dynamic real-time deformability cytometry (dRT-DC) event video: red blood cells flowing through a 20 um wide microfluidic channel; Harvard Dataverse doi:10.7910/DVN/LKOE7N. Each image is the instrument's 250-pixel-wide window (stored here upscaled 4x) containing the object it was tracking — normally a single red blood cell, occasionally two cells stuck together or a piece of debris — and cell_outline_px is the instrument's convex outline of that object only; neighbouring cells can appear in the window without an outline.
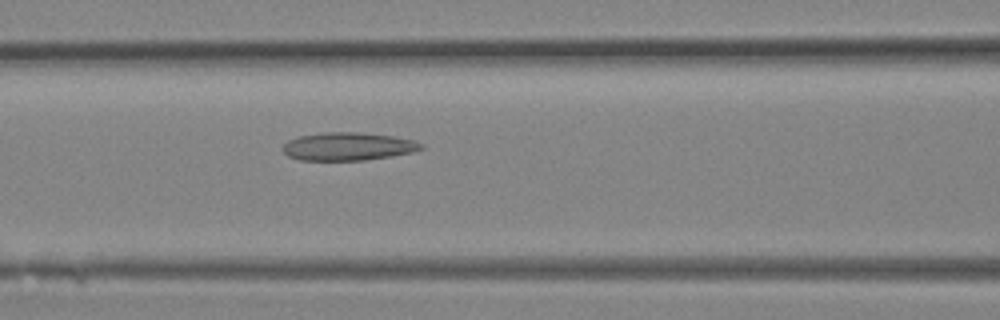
{"species": "Egyptian fruit bat (a non-hibernating species)", "species_latin": "Rousettus aegyptiacus", "temperature_condition": "room temperature", "stored_images_in_passage": 22, "camera_frame_rate_fps": 3000, "um_per_image_px": 0.085, "animal": {"sex": "female"}, "frame": {"image": 1, "passage_image": 13, "time_ms": 4.0, "image_size_px": [1000, 320], "cell_outline_px": [[424, 148], [412, 152], [364, 160], [300, 160], [288, 156], [280, 148], [288, 140], [300, 136], [328, 132], [360, 132], [392, 136], [416, 140], [424, 144]], "centroid_in_image_um": [29.58, 12.44], "position_along_channel_um": 137.0, "area_um2": 22.54}}
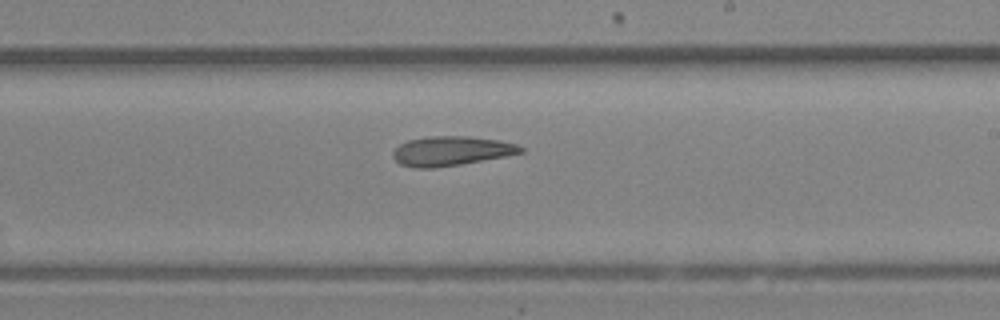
{"frame": {"image": 2, "passage_image": 18, "time_ms": 5.667, "image_size_px": [1000, 320], "cell_outline_px": [[524, 152], [504, 156], [460, 164], [432, 168], [412, 168], [400, 164], [392, 156], [392, 152], [400, 144], [408, 140], [432, 136], [464, 136], [500, 140], [516, 144], [524, 148]], "centroid_in_image_um": [38.33, 12.83], "position_along_channel_um": 250.7, "area_um2": 21.73}}
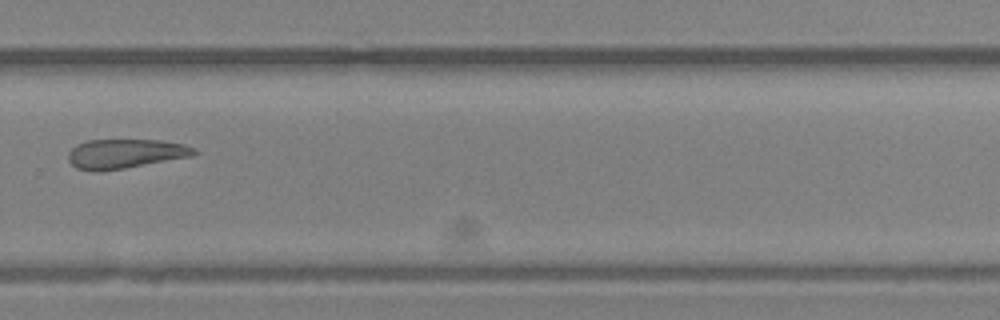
{"frame": {"image": 3, "passage_image": 21, "time_ms": 6.667, "image_size_px": [1000, 320], "cell_outline_px": [[196, 152], [192, 156], [124, 168], [92, 172], [76, 168], [68, 160], [68, 152], [76, 144], [88, 140], [160, 140], [184, 144], [196, 148]], "centroid_in_image_um": [10.61, 13.06], "position_along_channel_um": 319.2, "area_um2": 21.5}}